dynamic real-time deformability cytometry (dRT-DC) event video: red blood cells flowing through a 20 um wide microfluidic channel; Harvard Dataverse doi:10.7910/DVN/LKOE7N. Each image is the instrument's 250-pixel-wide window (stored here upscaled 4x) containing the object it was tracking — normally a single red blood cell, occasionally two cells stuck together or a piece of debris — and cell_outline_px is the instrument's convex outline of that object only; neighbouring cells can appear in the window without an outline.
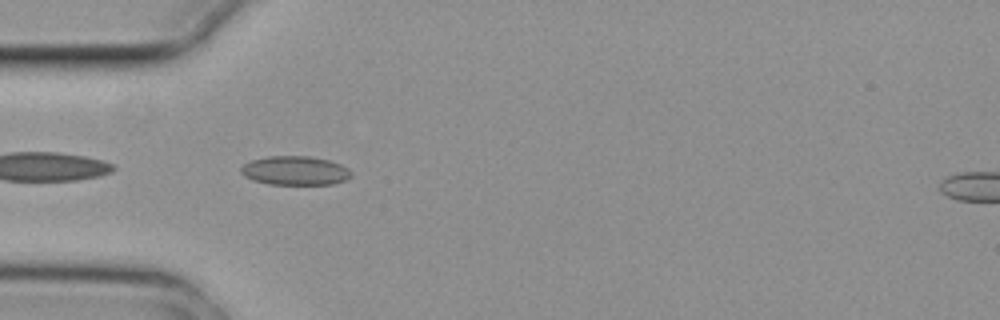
{"species": "common noctule bat (a hibernating species)", "species_latin": "Nyctalus noctula", "temperature_condition": "cold", "stored_images_in_passage": 5, "camera_frame_rate_fps": 3000, "um_per_image_px": 0.085, "animal": {"sex": "female", "body_mass_g": 29.2, "forearm_length_mm": 56.3}, "frame": {"image": 1, "passage_image": 2, "time_ms": 0.333, "image_size_px": [1000, 320], "cell_outline_px": [[352, 176], [344, 180], [332, 184], [268, 184], [252, 180], [244, 176], [240, 172], [240, 168], [244, 164], [252, 160], [268, 156], [308, 156], [328, 160], [340, 164], [348, 168], [352, 172]], "centroid_in_image_um": [25.07, 14.5], "position_along_channel_um": 59.9, "area_um2": 18.61}}
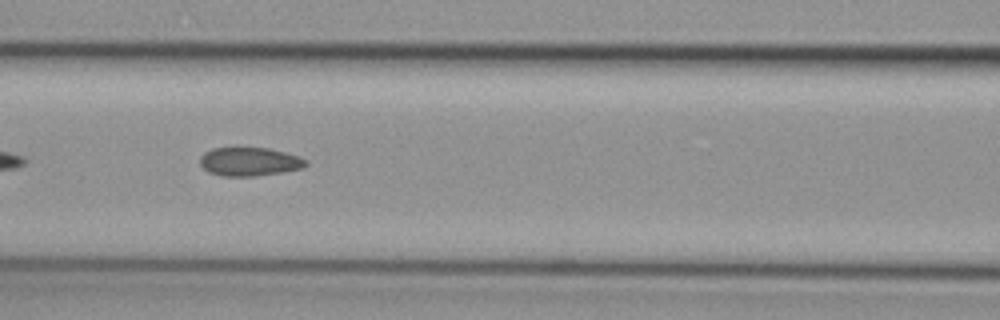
{"frame": {"image": 2, "passage_image": 4, "time_ms": 1.0, "image_size_px": [1000, 320], "cell_outline_px": [[308, 164], [304, 168], [284, 172], [256, 176], [220, 176], [208, 172], [200, 164], [200, 156], [204, 152], [212, 148], [268, 148], [284, 152], [308, 160]], "centroid_in_image_um": [21.2, 13.75], "position_along_channel_um": 145.4, "area_um2": 17.74}}
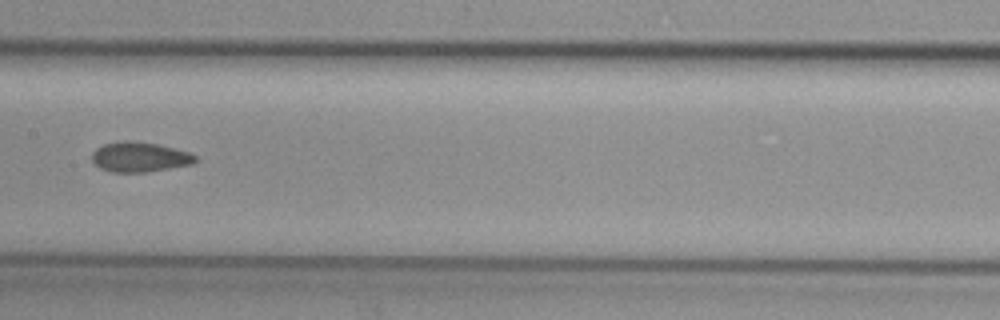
{"frame": {"image": 3, "passage_image": 5, "time_ms": 1.333, "image_size_px": [1000, 320], "cell_outline_px": [[196, 160], [192, 164], [148, 172], [112, 172], [100, 168], [92, 160], [92, 152], [96, 148], [104, 144], [124, 140], [128, 140], [156, 144], [188, 152], [196, 156]], "centroid_in_image_um": [11.84, 13.35], "position_along_channel_um": 195.6, "area_um2": 17.86}}